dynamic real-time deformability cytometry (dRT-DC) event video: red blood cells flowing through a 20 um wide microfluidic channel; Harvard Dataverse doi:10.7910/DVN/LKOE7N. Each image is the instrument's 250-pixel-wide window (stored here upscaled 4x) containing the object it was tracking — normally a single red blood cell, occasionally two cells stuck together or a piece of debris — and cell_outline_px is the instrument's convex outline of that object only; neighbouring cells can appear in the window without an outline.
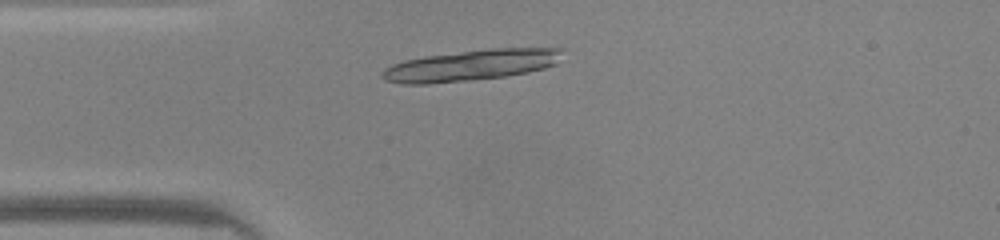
{"species": "common noctule bat (a hibernating species)", "species_latin": "Nyctalus noctula", "temperature_condition": "warm", "stored_images_in_passage": 42, "camera_frame_rate_fps": 3000, "um_per_image_px": 0.085, "animal": {"sex": "male", "body_mass_g": 20.0, "forearm_length_mm": 53.3}, "frame": {"image": 1, "passage_image": 7, "time_ms": 2.0, "image_size_px": [1000, 240], "cell_outline_px": [[564, 48], [556, 64], [544, 68], [528, 72], [504, 76], [468, 80], [428, 84], [400, 84], [384, 80], [380, 76], [380, 72], [384, 68], [392, 64], [404, 60], [424, 56], [492, 48]], "centroid_in_image_um": [39.97, 5.55], "position_along_channel_um": 45.0, "area_um2": 32.48}}